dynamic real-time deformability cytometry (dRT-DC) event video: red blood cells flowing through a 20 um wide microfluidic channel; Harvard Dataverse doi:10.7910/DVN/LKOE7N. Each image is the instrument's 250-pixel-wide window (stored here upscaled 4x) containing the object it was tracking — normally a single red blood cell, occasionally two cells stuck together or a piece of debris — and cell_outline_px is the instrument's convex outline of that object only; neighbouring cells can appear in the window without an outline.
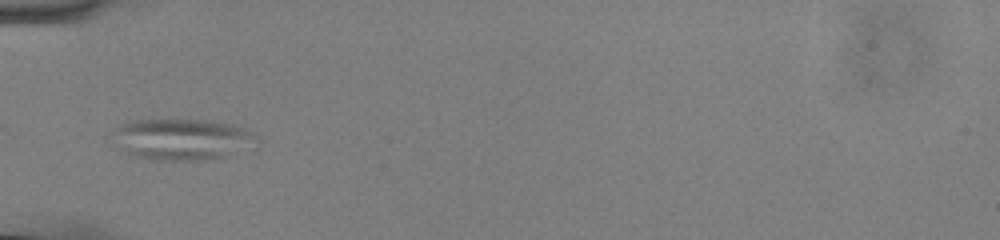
{"species": "common noctule bat (a hibernating species)", "species_latin": "Nyctalus noctula", "temperature_condition": "cold", "stored_images_in_passage": 37, "camera_frame_rate_fps": 3000, "um_per_image_px": 0.085, "animal": {"sex": "male", "body_mass_g": 13.0, "forearm_length_mm": 53.1}, "frame": {"image": 1, "passage_image": 1, "time_ms": 0.0, "image_size_px": [1000, 240], "cell_outline_px": [[256, 136], [224, 156], [208, 160], [148, 160], [136, 156], [128, 152], [116, 128], [120, 124], [132, 120], [208, 120], [232, 124], [244, 128], [252, 132]], "centroid_in_image_um": [15.45, 11.82], "position_along_channel_um": 69.5, "area_um2": 32.54}}